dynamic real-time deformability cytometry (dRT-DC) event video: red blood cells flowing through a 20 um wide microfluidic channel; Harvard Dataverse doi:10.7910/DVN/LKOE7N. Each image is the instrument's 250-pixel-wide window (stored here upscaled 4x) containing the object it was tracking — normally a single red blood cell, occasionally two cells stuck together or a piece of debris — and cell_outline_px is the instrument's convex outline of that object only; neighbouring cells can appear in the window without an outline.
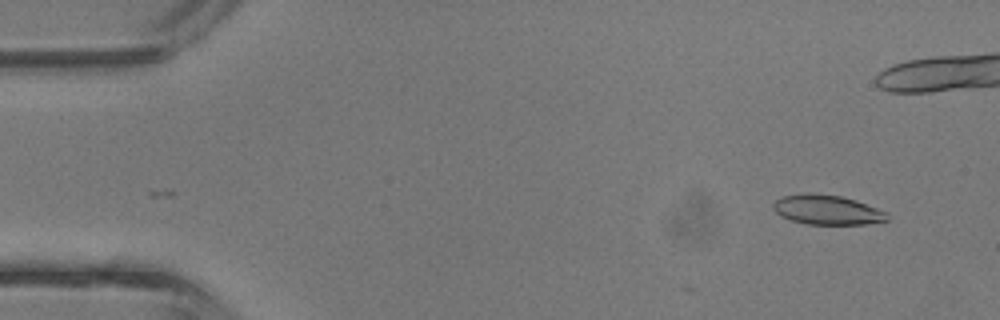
{"species": "common noctule bat (a hibernating species)", "species_latin": "Nyctalus noctula", "temperature_condition": "room temperature", "stored_images_in_passage": 9, "camera_frame_rate_fps": 3000, "um_per_image_px": 0.085, "animal": {"sex": "male", "body_mass_g": 13.3}, "frame": {"image": 1, "passage_image": 1, "time_ms": 0.0, "image_size_px": [1000, 320], "cell_outline_px": [[888, 220], [864, 224], [808, 224], [792, 220], [780, 216], [772, 208], [772, 204], [776, 200], [784, 196], [808, 192], [840, 196], [856, 200], [888, 212]], "centroid_in_image_um": [70.3, 17.83], "position_along_channel_um": 14.7, "area_um2": 19.65}}